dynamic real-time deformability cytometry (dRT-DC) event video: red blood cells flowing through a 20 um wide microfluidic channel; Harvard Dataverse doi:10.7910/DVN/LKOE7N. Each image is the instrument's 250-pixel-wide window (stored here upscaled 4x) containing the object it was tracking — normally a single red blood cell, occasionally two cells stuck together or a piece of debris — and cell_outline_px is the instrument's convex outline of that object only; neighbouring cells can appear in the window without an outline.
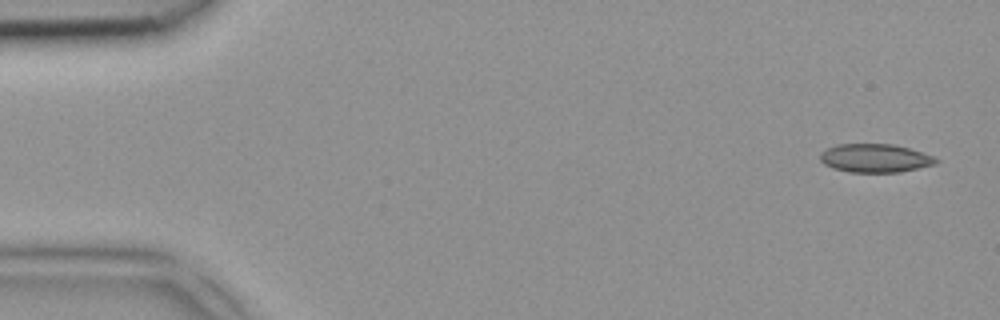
{"species": "common noctule bat (a hibernating species)", "species_latin": "Nyctalus noctula", "temperature_condition": "room temperature", "stored_images_in_passage": 3, "camera_frame_rate_fps": 3000, "um_per_image_px": 0.085, "animal": {"sex": "female", "body_mass_g": 18.4}, "frame": {"image": 1, "passage_image": 1, "time_ms": 0.0, "image_size_px": [1000, 320], "cell_outline_px": [[940, 160], [936, 164], [900, 172], [848, 172], [832, 168], [824, 164], [820, 160], [820, 152], [836, 144], [892, 144], [908, 148], [932, 156]], "centroid_in_image_um": [74.35, 13.45], "position_along_channel_um": 10.6, "area_um2": 19.19}}
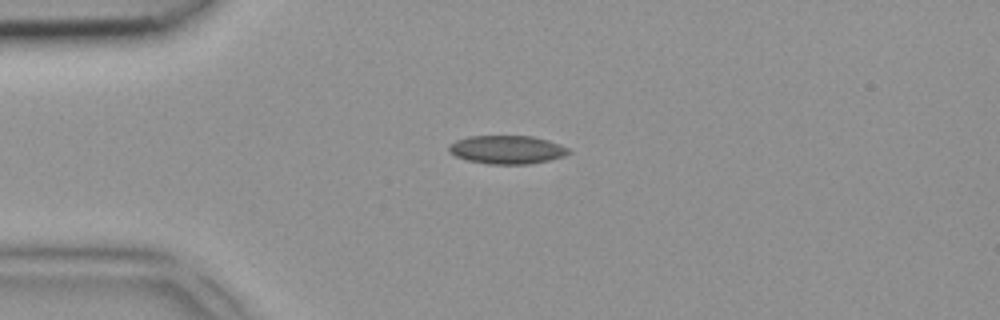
{"frame": {"image": 2, "passage_image": 3, "time_ms": 0.667, "image_size_px": [1000, 320], "cell_outline_px": [[572, 152], [564, 156], [548, 160], [528, 164], [488, 164], [468, 160], [456, 156], [448, 152], [448, 144], [456, 140], [468, 136], [532, 136], [548, 140], [560, 144], [568, 148]], "centroid_in_image_um": [43.08, 12.71], "position_along_channel_um": 41.9, "area_um2": 19.88}}